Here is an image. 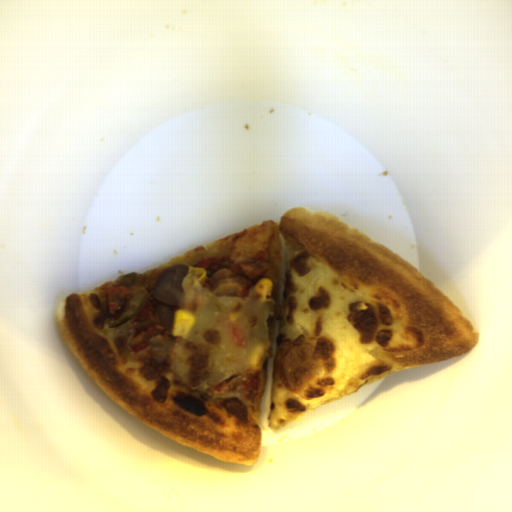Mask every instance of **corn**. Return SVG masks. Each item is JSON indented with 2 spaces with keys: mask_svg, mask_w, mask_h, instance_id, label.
<instances>
[{
  "mask_svg": "<svg viewBox=\"0 0 512 512\" xmlns=\"http://www.w3.org/2000/svg\"><path fill=\"white\" fill-rule=\"evenodd\" d=\"M273 281L270 278H263L257 281L256 284V296L259 302H263L267 297L272 294Z\"/></svg>",
  "mask_w": 512,
  "mask_h": 512,
  "instance_id": "3",
  "label": "corn"
},
{
  "mask_svg": "<svg viewBox=\"0 0 512 512\" xmlns=\"http://www.w3.org/2000/svg\"><path fill=\"white\" fill-rule=\"evenodd\" d=\"M186 276L193 286L199 287L205 282L207 272L206 269L202 267L190 266L187 268Z\"/></svg>",
  "mask_w": 512,
  "mask_h": 512,
  "instance_id": "2",
  "label": "corn"
},
{
  "mask_svg": "<svg viewBox=\"0 0 512 512\" xmlns=\"http://www.w3.org/2000/svg\"><path fill=\"white\" fill-rule=\"evenodd\" d=\"M196 323V317L193 312L185 309H174L171 315V335L181 338H188L192 327Z\"/></svg>",
  "mask_w": 512,
  "mask_h": 512,
  "instance_id": "1",
  "label": "corn"
},
{
  "mask_svg": "<svg viewBox=\"0 0 512 512\" xmlns=\"http://www.w3.org/2000/svg\"><path fill=\"white\" fill-rule=\"evenodd\" d=\"M265 354H266V350H265L264 346L255 348V350L252 353V357H251V366L254 370L258 371L261 367H263Z\"/></svg>",
  "mask_w": 512,
  "mask_h": 512,
  "instance_id": "4",
  "label": "corn"
}]
</instances>
